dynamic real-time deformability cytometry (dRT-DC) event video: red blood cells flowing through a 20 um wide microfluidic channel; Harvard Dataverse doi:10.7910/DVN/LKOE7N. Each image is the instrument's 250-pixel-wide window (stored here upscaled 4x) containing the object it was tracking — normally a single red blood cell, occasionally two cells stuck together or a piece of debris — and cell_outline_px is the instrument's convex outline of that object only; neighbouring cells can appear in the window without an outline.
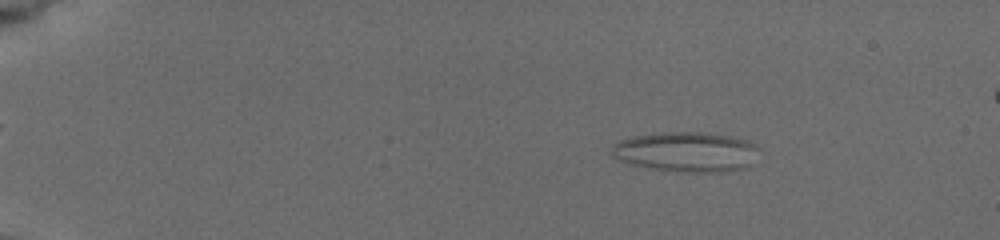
{"species": "common noctule bat (a hibernating species)", "species_latin": "Nyctalus noctula", "temperature_condition": "cold", "stored_images_in_passage": 56, "camera_frame_rate_fps": 3000, "um_per_image_px": 0.085, "animal": {"sex": "female", "body_mass_g": 19.5, "forearm_length_mm": 54.1}, "frame": {"image": 1, "passage_image": 10, "time_ms": 3.0, "image_size_px": [1000, 240], "cell_outline_px": [[760, 148], [748, 168], [712, 172], [692, 172], [652, 168], [632, 164], [620, 160], [612, 156], [612, 144], [620, 140], [632, 136], [660, 132], [700, 132], [728, 136], [748, 140], [756, 144]], "centroid_in_image_um": [58.34, 12.89], "position_along_channel_um": 26.7, "area_um2": 34.16}}
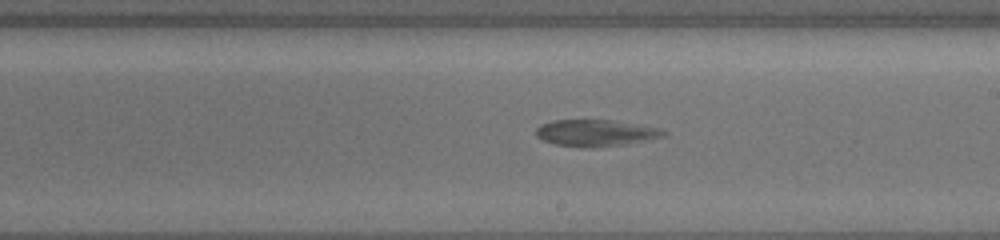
{"frame": {"image": 2, "passage_image": 34, "time_ms": 11.667, "image_size_px": [1000, 240], "cell_outline_px": [[668, 136], [628, 144], [600, 148], [584, 148], [556, 144], [544, 140], [536, 136], [536, 128], [540, 124], [552, 120], [608, 120], [660, 128], [668, 132]], "centroid_in_image_um": [50.67, 11.32], "position_along_channel_um": 238.3, "area_um2": 20.06}}
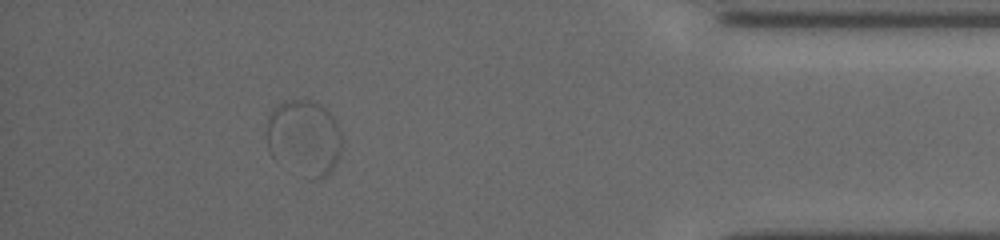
{"frame": {"image": 3, "passage_image": 51, "time_ms": 17.333, "image_size_px": [1000, 240], "cell_outline_px": [[340, 156], [336, 164], [328, 176], [316, 176], [276, 160], [272, 156], [268, 148], [268, 116], [272, 108], [276, 104], [284, 100], [312, 100], [320, 104], [336, 120], [340, 132]], "centroid_in_image_um": [25.85, 11.61], "position_along_channel_um": 409.3, "area_um2": 32.31}}